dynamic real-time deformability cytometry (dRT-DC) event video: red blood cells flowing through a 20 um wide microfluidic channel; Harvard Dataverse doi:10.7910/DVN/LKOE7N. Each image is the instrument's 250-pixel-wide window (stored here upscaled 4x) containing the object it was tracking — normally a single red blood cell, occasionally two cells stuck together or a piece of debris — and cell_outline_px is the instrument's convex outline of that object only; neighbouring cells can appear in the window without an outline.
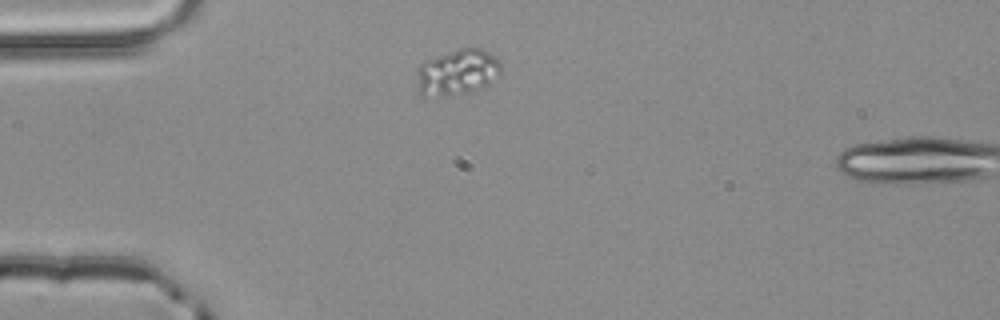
{"species": "common noctule bat (a hibernating species)", "species_latin": "Nyctalus noctula", "temperature_condition": "room temperature", "stored_images_in_passage": 2, "segment_of_instrument_passage": [1, 2], "camera_frame_rate_fps": 3000, "um_per_image_px": 0.085, "animal": {"sex": "male", "body_mass_g": 20.4}, "frame": {"image": 1, "passage_image": 1, "time_ms": 0.0, "image_size_px": [1000, 320], "cell_outline_px": [[504, 72], [500, 76], [488, 84], [480, 88], [468, 92], [444, 96], [420, 92], [416, 72], [416, 68], [420, 64], [436, 56], [460, 48], [484, 48], [496, 56]], "centroid_in_image_um": [38.96, 6.1], "position_along_channel_um": 46.0, "area_um2": 22.43}}